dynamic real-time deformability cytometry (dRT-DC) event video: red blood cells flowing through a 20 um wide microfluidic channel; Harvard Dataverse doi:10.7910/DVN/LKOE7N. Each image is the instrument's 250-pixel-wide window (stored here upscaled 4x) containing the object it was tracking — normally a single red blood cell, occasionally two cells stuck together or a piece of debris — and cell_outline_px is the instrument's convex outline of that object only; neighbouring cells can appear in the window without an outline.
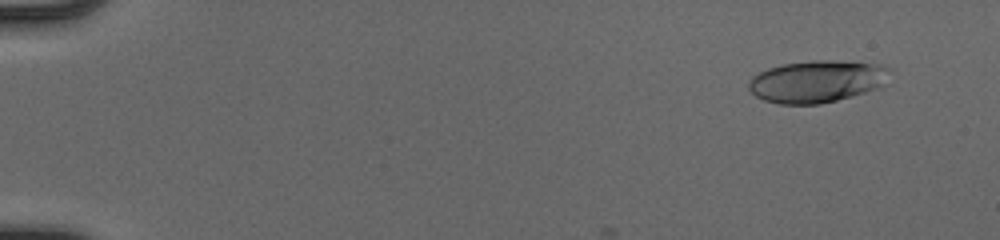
{"species": "human", "species_latin": "Homo sapiens", "temperature_condition": "cold", "stored_images_in_passage": 51, "camera_frame_rate_fps": 3000, "um_per_image_px": 0.085, "donor": {"sex": "male"}, "frame": {"image": 1, "passage_image": 4, "time_ms": 1.0, "image_size_px": [1000, 240], "cell_outline_px": [[888, 68], [880, 88], [852, 96], [820, 104], [780, 104], [764, 100], [756, 96], [748, 88], [748, 80], [752, 76], [768, 68], [784, 64], [812, 60], [832, 60], [880, 64]], "centroid_in_image_um": [69.38, 6.92], "position_along_channel_um": 15.6, "area_um2": 34.33}}
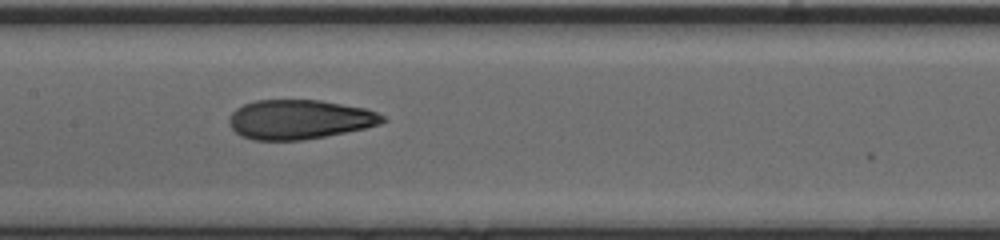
{"frame": {"image": 2, "passage_image": 27, "time_ms": 8.667, "image_size_px": [1000, 240], "cell_outline_px": [[388, 120], [380, 124], [364, 128], [304, 140], [252, 140], [240, 136], [232, 128], [228, 120], [232, 112], [236, 108], [244, 104], [256, 100], [320, 100], [364, 108], [376, 112], [384, 116]], "centroid_in_image_um": [25.43, 10.15], "position_along_channel_um": 182.0, "area_um2": 35.14}}
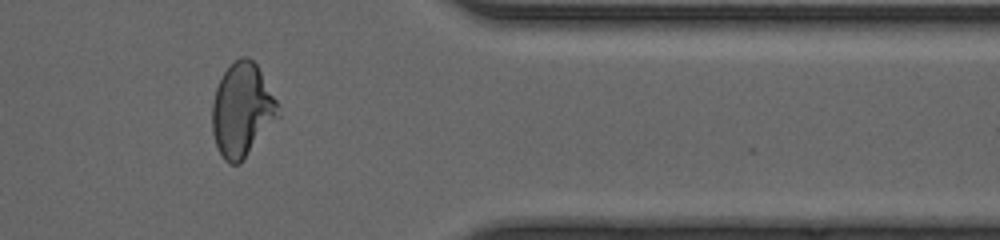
{"frame": {"image": 3, "passage_image": 43, "time_ms": 14.0, "image_size_px": [1000, 240], "cell_outline_px": [[280, 116], [244, 160], [240, 164], [228, 164], [224, 160], [216, 144], [212, 132], [212, 104], [216, 88], [224, 72], [240, 56], [248, 56], [256, 64], [276, 100]], "centroid_in_image_um": [20.57, 9.39], "position_along_channel_um": 390.8, "area_um2": 35.78}, "authors_computed_cell_mechanics": {"area_um2": 34.969, "velocity_mm_per_s": 4.1483, "shape_relaxation_time_tau1_ms": 4.805, "shape_relaxation_time_tau2_ms": 1.4431, "deformation_change_tau1": 0.2029, "deformation_change_tau2": 0.0876}}